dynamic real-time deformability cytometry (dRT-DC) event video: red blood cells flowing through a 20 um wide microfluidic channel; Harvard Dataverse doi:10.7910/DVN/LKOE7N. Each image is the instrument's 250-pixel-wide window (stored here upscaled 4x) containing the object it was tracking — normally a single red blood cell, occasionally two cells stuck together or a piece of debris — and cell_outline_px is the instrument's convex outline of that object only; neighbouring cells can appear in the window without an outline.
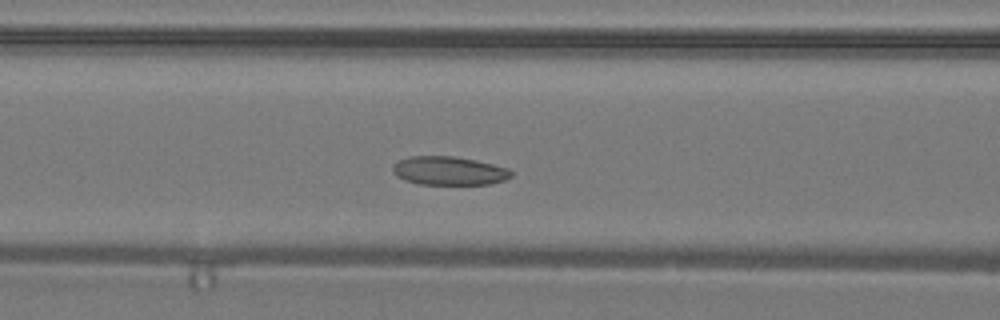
{"species": "common noctule bat (a hibernating species)", "species_latin": "Nyctalus noctula", "temperature_condition": "warm", "stored_images_in_passage": 36, "camera_frame_rate_fps": 3000, "um_per_image_px": 0.085, "animal": {"sex": "male", "body_mass_g": 19.2, "forearm_length_mm": 51.8}, "frame": {"image": 1, "passage_image": 13, "time_ms": 4.0, "image_size_px": [1000, 320], "cell_outline_px": [[512, 176], [504, 180], [488, 184], [420, 184], [404, 180], [396, 176], [392, 172], [392, 164], [408, 156], [452, 156], [476, 160], [508, 168], [512, 172]], "centroid_in_image_um": [38.13, 14.51], "position_along_channel_um": 128.5, "area_um2": 19.77}}
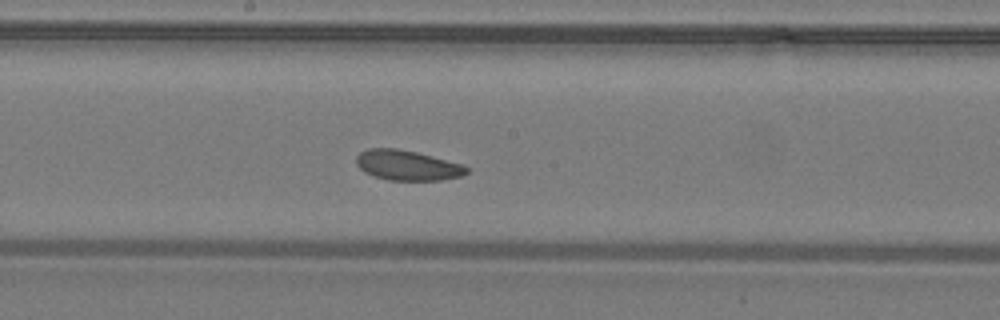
{"frame": {"image": 2, "passage_image": 18, "time_ms": 5.667, "image_size_px": [1000, 320], "cell_outline_px": [[468, 172], [460, 176], [440, 180], [388, 180], [372, 176], [364, 172], [356, 164], [356, 156], [360, 152], [368, 148], [396, 148], [416, 152], [464, 164], [468, 168]], "centroid_in_image_um": [34.6, 14.05], "position_along_channel_um": 213.6, "area_um2": 19.42}}
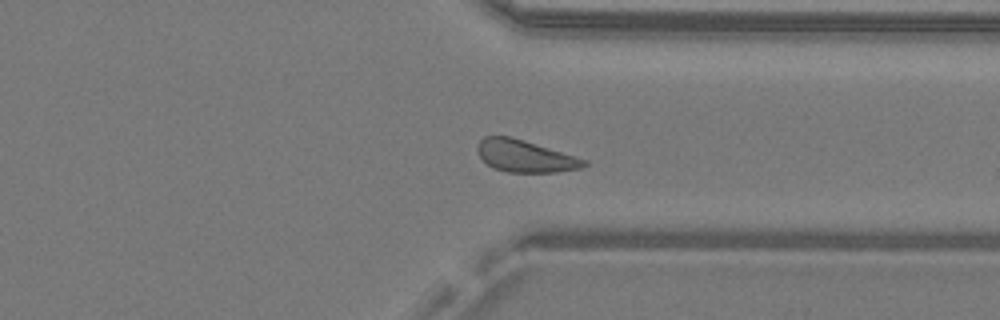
{"frame": {"image": 3, "passage_image": 27, "time_ms": 8.667, "image_size_px": [1000, 320], "cell_outline_px": [[588, 164], [580, 168], [556, 172], [508, 172], [492, 168], [480, 156], [476, 148], [476, 144], [484, 136], [512, 136], [588, 160]], "centroid_in_image_um": [44.62, 13.26], "position_along_channel_um": 366.8, "area_um2": 19.94}}